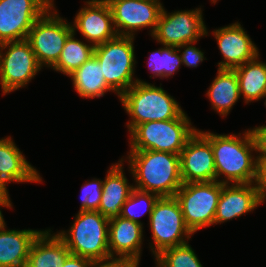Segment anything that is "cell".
Instances as JSON below:
<instances>
[{
	"label": "cell",
	"instance_id": "obj_15",
	"mask_svg": "<svg viewBox=\"0 0 266 267\" xmlns=\"http://www.w3.org/2000/svg\"><path fill=\"white\" fill-rule=\"evenodd\" d=\"M180 166L183 183L216 181L211 143L198 129L180 153Z\"/></svg>",
	"mask_w": 266,
	"mask_h": 267
},
{
	"label": "cell",
	"instance_id": "obj_23",
	"mask_svg": "<svg viewBox=\"0 0 266 267\" xmlns=\"http://www.w3.org/2000/svg\"><path fill=\"white\" fill-rule=\"evenodd\" d=\"M217 75L207 90V98L212 109L219 116H227L240 99L239 83L236 72L230 69H218Z\"/></svg>",
	"mask_w": 266,
	"mask_h": 267
},
{
	"label": "cell",
	"instance_id": "obj_11",
	"mask_svg": "<svg viewBox=\"0 0 266 267\" xmlns=\"http://www.w3.org/2000/svg\"><path fill=\"white\" fill-rule=\"evenodd\" d=\"M201 6L192 10L168 13L164 6L161 10L153 39L164 46L178 47L187 43H197L201 37L208 36L203 21Z\"/></svg>",
	"mask_w": 266,
	"mask_h": 267
},
{
	"label": "cell",
	"instance_id": "obj_32",
	"mask_svg": "<svg viewBox=\"0 0 266 267\" xmlns=\"http://www.w3.org/2000/svg\"><path fill=\"white\" fill-rule=\"evenodd\" d=\"M254 185L259 196L266 201V155H258Z\"/></svg>",
	"mask_w": 266,
	"mask_h": 267
},
{
	"label": "cell",
	"instance_id": "obj_26",
	"mask_svg": "<svg viewBox=\"0 0 266 267\" xmlns=\"http://www.w3.org/2000/svg\"><path fill=\"white\" fill-rule=\"evenodd\" d=\"M72 33L66 40L58 61L51 67L56 72L69 76L94 53V46L75 39Z\"/></svg>",
	"mask_w": 266,
	"mask_h": 267
},
{
	"label": "cell",
	"instance_id": "obj_7",
	"mask_svg": "<svg viewBox=\"0 0 266 267\" xmlns=\"http://www.w3.org/2000/svg\"><path fill=\"white\" fill-rule=\"evenodd\" d=\"M148 220L154 242L150 243V251L154 258L165 249L187 243L193 235L175 196L159 197Z\"/></svg>",
	"mask_w": 266,
	"mask_h": 267
},
{
	"label": "cell",
	"instance_id": "obj_8",
	"mask_svg": "<svg viewBox=\"0 0 266 267\" xmlns=\"http://www.w3.org/2000/svg\"><path fill=\"white\" fill-rule=\"evenodd\" d=\"M221 191L222 183L210 181L183 183L176 192L185 224L193 234L214 225Z\"/></svg>",
	"mask_w": 266,
	"mask_h": 267
},
{
	"label": "cell",
	"instance_id": "obj_33",
	"mask_svg": "<svg viewBox=\"0 0 266 267\" xmlns=\"http://www.w3.org/2000/svg\"><path fill=\"white\" fill-rule=\"evenodd\" d=\"M139 260L129 258H110L95 261L92 267H139Z\"/></svg>",
	"mask_w": 266,
	"mask_h": 267
},
{
	"label": "cell",
	"instance_id": "obj_29",
	"mask_svg": "<svg viewBox=\"0 0 266 267\" xmlns=\"http://www.w3.org/2000/svg\"><path fill=\"white\" fill-rule=\"evenodd\" d=\"M158 198L159 196L157 194L134 188L131 195L124 203L120 216L143 225L139 217L143 216L145 213H148V217H150Z\"/></svg>",
	"mask_w": 266,
	"mask_h": 267
},
{
	"label": "cell",
	"instance_id": "obj_27",
	"mask_svg": "<svg viewBox=\"0 0 266 267\" xmlns=\"http://www.w3.org/2000/svg\"><path fill=\"white\" fill-rule=\"evenodd\" d=\"M148 65L153 77L160 79L173 77L182 63L179 49L174 46H164L150 53Z\"/></svg>",
	"mask_w": 266,
	"mask_h": 267
},
{
	"label": "cell",
	"instance_id": "obj_3",
	"mask_svg": "<svg viewBox=\"0 0 266 267\" xmlns=\"http://www.w3.org/2000/svg\"><path fill=\"white\" fill-rule=\"evenodd\" d=\"M119 100L131 117L126 124L129 132L138 124L175 119L183 112L175 98L161 86L141 79L126 90Z\"/></svg>",
	"mask_w": 266,
	"mask_h": 267
},
{
	"label": "cell",
	"instance_id": "obj_35",
	"mask_svg": "<svg viewBox=\"0 0 266 267\" xmlns=\"http://www.w3.org/2000/svg\"><path fill=\"white\" fill-rule=\"evenodd\" d=\"M258 146V155H266V125L252 129Z\"/></svg>",
	"mask_w": 266,
	"mask_h": 267
},
{
	"label": "cell",
	"instance_id": "obj_2",
	"mask_svg": "<svg viewBox=\"0 0 266 267\" xmlns=\"http://www.w3.org/2000/svg\"><path fill=\"white\" fill-rule=\"evenodd\" d=\"M128 168L134 177V188L173 197L182 186L180 155L153 150H129Z\"/></svg>",
	"mask_w": 266,
	"mask_h": 267
},
{
	"label": "cell",
	"instance_id": "obj_16",
	"mask_svg": "<svg viewBox=\"0 0 266 267\" xmlns=\"http://www.w3.org/2000/svg\"><path fill=\"white\" fill-rule=\"evenodd\" d=\"M212 34L223 57L217 63L218 69L233 70L259 54L258 47L239 22L214 29Z\"/></svg>",
	"mask_w": 266,
	"mask_h": 267
},
{
	"label": "cell",
	"instance_id": "obj_28",
	"mask_svg": "<svg viewBox=\"0 0 266 267\" xmlns=\"http://www.w3.org/2000/svg\"><path fill=\"white\" fill-rule=\"evenodd\" d=\"M156 267H203L189 243L170 247L155 257Z\"/></svg>",
	"mask_w": 266,
	"mask_h": 267
},
{
	"label": "cell",
	"instance_id": "obj_6",
	"mask_svg": "<svg viewBox=\"0 0 266 267\" xmlns=\"http://www.w3.org/2000/svg\"><path fill=\"white\" fill-rule=\"evenodd\" d=\"M134 39L131 36H116L94 47L93 55L102 67L107 85L118 98L138 81L135 77L136 57Z\"/></svg>",
	"mask_w": 266,
	"mask_h": 267
},
{
	"label": "cell",
	"instance_id": "obj_30",
	"mask_svg": "<svg viewBox=\"0 0 266 267\" xmlns=\"http://www.w3.org/2000/svg\"><path fill=\"white\" fill-rule=\"evenodd\" d=\"M101 179L94 178L82 185L81 205L79 211H98L102 196Z\"/></svg>",
	"mask_w": 266,
	"mask_h": 267
},
{
	"label": "cell",
	"instance_id": "obj_25",
	"mask_svg": "<svg viewBox=\"0 0 266 267\" xmlns=\"http://www.w3.org/2000/svg\"><path fill=\"white\" fill-rule=\"evenodd\" d=\"M259 56L233 69L238 78L240 97L243 96L246 104L266 98V63L259 60Z\"/></svg>",
	"mask_w": 266,
	"mask_h": 267
},
{
	"label": "cell",
	"instance_id": "obj_12",
	"mask_svg": "<svg viewBox=\"0 0 266 267\" xmlns=\"http://www.w3.org/2000/svg\"><path fill=\"white\" fill-rule=\"evenodd\" d=\"M54 0H0V44L26 40Z\"/></svg>",
	"mask_w": 266,
	"mask_h": 267
},
{
	"label": "cell",
	"instance_id": "obj_14",
	"mask_svg": "<svg viewBox=\"0 0 266 267\" xmlns=\"http://www.w3.org/2000/svg\"><path fill=\"white\" fill-rule=\"evenodd\" d=\"M76 13L72 25L73 33L80 32L83 39L94 47L117 36L113 17L106 0H87Z\"/></svg>",
	"mask_w": 266,
	"mask_h": 267
},
{
	"label": "cell",
	"instance_id": "obj_4",
	"mask_svg": "<svg viewBox=\"0 0 266 267\" xmlns=\"http://www.w3.org/2000/svg\"><path fill=\"white\" fill-rule=\"evenodd\" d=\"M70 229L56 233L71 254L94 261L110 259L109 219L99 211H78Z\"/></svg>",
	"mask_w": 266,
	"mask_h": 267
},
{
	"label": "cell",
	"instance_id": "obj_13",
	"mask_svg": "<svg viewBox=\"0 0 266 267\" xmlns=\"http://www.w3.org/2000/svg\"><path fill=\"white\" fill-rule=\"evenodd\" d=\"M118 36L135 37V32L150 28L154 34L163 8L160 0H106Z\"/></svg>",
	"mask_w": 266,
	"mask_h": 267
},
{
	"label": "cell",
	"instance_id": "obj_19",
	"mask_svg": "<svg viewBox=\"0 0 266 267\" xmlns=\"http://www.w3.org/2000/svg\"><path fill=\"white\" fill-rule=\"evenodd\" d=\"M123 159L121 158L118 163L111 165L103 181L98 211L107 219L121 215L122 207L134 189V185L129 184L123 172Z\"/></svg>",
	"mask_w": 266,
	"mask_h": 267
},
{
	"label": "cell",
	"instance_id": "obj_38",
	"mask_svg": "<svg viewBox=\"0 0 266 267\" xmlns=\"http://www.w3.org/2000/svg\"><path fill=\"white\" fill-rule=\"evenodd\" d=\"M217 1H218V0H211V2L214 3V4H215Z\"/></svg>",
	"mask_w": 266,
	"mask_h": 267
},
{
	"label": "cell",
	"instance_id": "obj_10",
	"mask_svg": "<svg viewBox=\"0 0 266 267\" xmlns=\"http://www.w3.org/2000/svg\"><path fill=\"white\" fill-rule=\"evenodd\" d=\"M41 69L27 40L0 44V84L3 95L26 87Z\"/></svg>",
	"mask_w": 266,
	"mask_h": 267
},
{
	"label": "cell",
	"instance_id": "obj_22",
	"mask_svg": "<svg viewBox=\"0 0 266 267\" xmlns=\"http://www.w3.org/2000/svg\"><path fill=\"white\" fill-rule=\"evenodd\" d=\"M51 229L43 230L32 243L26 267H61L70 251Z\"/></svg>",
	"mask_w": 266,
	"mask_h": 267
},
{
	"label": "cell",
	"instance_id": "obj_21",
	"mask_svg": "<svg viewBox=\"0 0 266 267\" xmlns=\"http://www.w3.org/2000/svg\"><path fill=\"white\" fill-rule=\"evenodd\" d=\"M43 230L0 229V267H26L30 248Z\"/></svg>",
	"mask_w": 266,
	"mask_h": 267
},
{
	"label": "cell",
	"instance_id": "obj_5",
	"mask_svg": "<svg viewBox=\"0 0 266 267\" xmlns=\"http://www.w3.org/2000/svg\"><path fill=\"white\" fill-rule=\"evenodd\" d=\"M183 111L177 118L136 125L130 132V150H153L180 155L187 140L196 132Z\"/></svg>",
	"mask_w": 266,
	"mask_h": 267
},
{
	"label": "cell",
	"instance_id": "obj_24",
	"mask_svg": "<svg viewBox=\"0 0 266 267\" xmlns=\"http://www.w3.org/2000/svg\"><path fill=\"white\" fill-rule=\"evenodd\" d=\"M73 89L81 98H100L108 91H113L105 82L102 67L93 55L77 70L69 75Z\"/></svg>",
	"mask_w": 266,
	"mask_h": 267
},
{
	"label": "cell",
	"instance_id": "obj_18",
	"mask_svg": "<svg viewBox=\"0 0 266 267\" xmlns=\"http://www.w3.org/2000/svg\"><path fill=\"white\" fill-rule=\"evenodd\" d=\"M143 236L142 224L121 216L109 219L108 246L110 257L140 261Z\"/></svg>",
	"mask_w": 266,
	"mask_h": 267
},
{
	"label": "cell",
	"instance_id": "obj_20",
	"mask_svg": "<svg viewBox=\"0 0 266 267\" xmlns=\"http://www.w3.org/2000/svg\"><path fill=\"white\" fill-rule=\"evenodd\" d=\"M0 179L6 185L42 182L40 173L26 160L11 136L0 139Z\"/></svg>",
	"mask_w": 266,
	"mask_h": 267
},
{
	"label": "cell",
	"instance_id": "obj_37",
	"mask_svg": "<svg viewBox=\"0 0 266 267\" xmlns=\"http://www.w3.org/2000/svg\"><path fill=\"white\" fill-rule=\"evenodd\" d=\"M12 202L11 201H0V207H6V208H13L12 207ZM6 224L1 208H0V229Z\"/></svg>",
	"mask_w": 266,
	"mask_h": 267
},
{
	"label": "cell",
	"instance_id": "obj_36",
	"mask_svg": "<svg viewBox=\"0 0 266 267\" xmlns=\"http://www.w3.org/2000/svg\"><path fill=\"white\" fill-rule=\"evenodd\" d=\"M7 190V185L0 179V201H11Z\"/></svg>",
	"mask_w": 266,
	"mask_h": 267
},
{
	"label": "cell",
	"instance_id": "obj_31",
	"mask_svg": "<svg viewBox=\"0 0 266 267\" xmlns=\"http://www.w3.org/2000/svg\"><path fill=\"white\" fill-rule=\"evenodd\" d=\"M194 42L187 43L178 46L180 57L182 60V65H185L187 67H197L203 60H206V57H204V52L199 50L196 46H194ZM182 49H184L182 51Z\"/></svg>",
	"mask_w": 266,
	"mask_h": 267
},
{
	"label": "cell",
	"instance_id": "obj_17",
	"mask_svg": "<svg viewBox=\"0 0 266 267\" xmlns=\"http://www.w3.org/2000/svg\"><path fill=\"white\" fill-rule=\"evenodd\" d=\"M264 202L259 196L254 183L222 184L214 225L252 212Z\"/></svg>",
	"mask_w": 266,
	"mask_h": 267
},
{
	"label": "cell",
	"instance_id": "obj_1",
	"mask_svg": "<svg viewBox=\"0 0 266 267\" xmlns=\"http://www.w3.org/2000/svg\"><path fill=\"white\" fill-rule=\"evenodd\" d=\"M212 146L216 181L222 184L254 183L258 146L252 129L236 134H215L198 130ZM253 151L257 156H254ZM223 176L224 178L220 180Z\"/></svg>",
	"mask_w": 266,
	"mask_h": 267
},
{
	"label": "cell",
	"instance_id": "obj_34",
	"mask_svg": "<svg viewBox=\"0 0 266 267\" xmlns=\"http://www.w3.org/2000/svg\"><path fill=\"white\" fill-rule=\"evenodd\" d=\"M94 262L92 259L70 253L61 267H92Z\"/></svg>",
	"mask_w": 266,
	"mask_h": 267
},
{
	"label": "cell",
	"instance_id": "obj_9",
	"mask_svg": "<svg viewBox=\"0 0 266 267\" xmlns=\"http://www.w3.org/2000/svg\"><path fill=\"white\" fill-rule=\"evenodd\" d=\"M72 33L71 22L60 17L53 5L33 24L26 40L30 43L38 64L42 68H51L58 61L65 42Z\"/></svg>",
	"mask_w": 266,
	"mask_h": 267
}]
</instances>
